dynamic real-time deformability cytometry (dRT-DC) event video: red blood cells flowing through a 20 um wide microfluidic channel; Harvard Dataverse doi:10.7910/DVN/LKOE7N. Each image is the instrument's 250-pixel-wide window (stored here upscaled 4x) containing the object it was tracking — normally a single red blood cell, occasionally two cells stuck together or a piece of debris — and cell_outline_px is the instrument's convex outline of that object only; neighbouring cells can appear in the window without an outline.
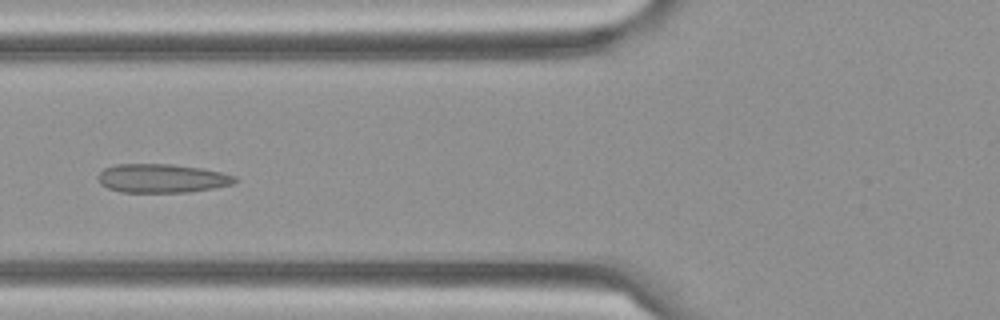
{"species": "Egyptian fruit bat (a non-hibernating species)", "species_latin": "Rousettus aegyptiacus", "temperature_condition": "cold", "stored_images_in_passage": 9, "camera_frame_rate_fps": 3000, "um_per_image_px": 0.085, "frame": {"image": 1, "passage_image": 6, "time_ms": 1.667, "image_size_px": [1000, 320], "cell_outline_px": [[236, 180], [232, 184], [212, 188], [188, 192], [120, 192], [108, 188], [100, 184], [96, 176], [104, 168], [116, 164], [172, 164], [204, 168], [236, 176]], "centroid_in_image_um": [13.72, 15.15], "position_along_channel_um": 112.1, "area_um2": 23.0}}
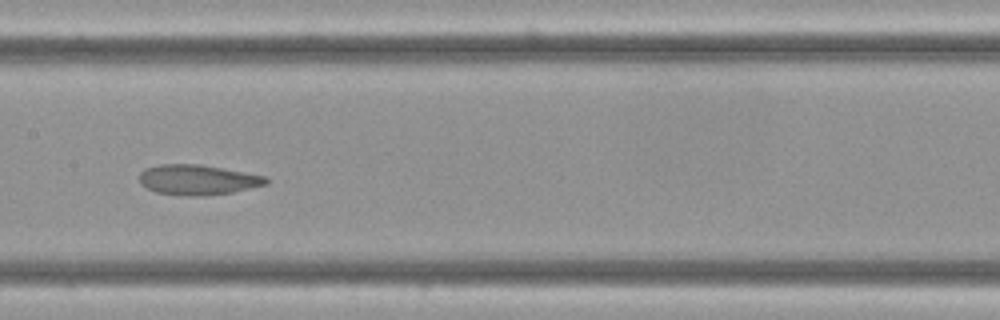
{"frame": {"image": 2, "passage_image": 8, "time_ms": 2.333, "image_size_px": [1000, 320], "cell_outline_px": [[268, 184], [232, 192], [204, 196], [188, 196], [156, 192], [140, 184], [140, 172], [144, 168], [160, 164], [200, 164], [264, 176], [268, 180]], "centroid_in_image_um": [16.77, 15.28], "position_along_channel_um": 190.6, "area_um2": 22.14}}
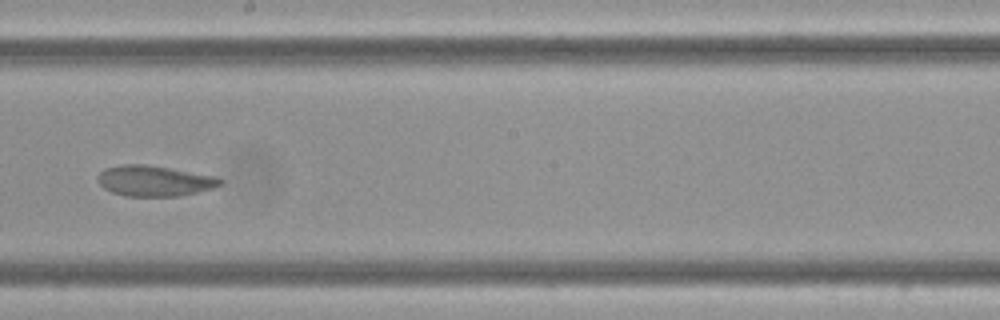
{"frame": {"image": 3, "passage_image": 9, "time_ms": 2.667, "image_size_px": [1000, 320], "cell_outline_px": [[224, 184], [212, 188], [196, 192], [176, 196], [124, 196], [112, 192], [104, 188], [100, 184], [96, 176], [104, 168], [120, 164], [144, 164], [216, 176], [224, 180]], "centroid_in_image_um": [13.1, 15.37], "position_along_channel_um": 235.1, "area_um2": 21.85}}